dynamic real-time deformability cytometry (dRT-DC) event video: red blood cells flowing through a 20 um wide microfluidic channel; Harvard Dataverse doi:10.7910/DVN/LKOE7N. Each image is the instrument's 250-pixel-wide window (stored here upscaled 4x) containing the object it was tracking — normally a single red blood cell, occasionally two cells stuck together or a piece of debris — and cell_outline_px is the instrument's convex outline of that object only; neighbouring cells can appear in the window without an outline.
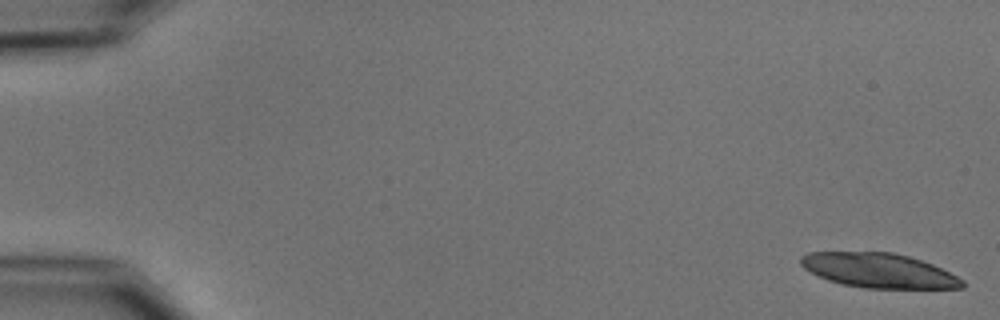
{"species": "common noctule bat (a hibernating species)", "species_latin": "Nyctalus noctula", "temperature_condition": "cold", "stored_images_in_passage": 8, "camera_frame_rate_fps": 3000, "um_per_image_px": 0.085, "animal": {"sex": "male", "body_mass_g": 15.6}, "frame": {"image": 1, "passage_image": 1, "time_ms": 0.0, "image_size_px": [1000, 320], "cell_outline_px": [[964, 288], [864, 288], [840, 284], [828, 280], [804, 268], [800, 264], [800, 256], [808, 252], [892, 252], [908, 256], [932, 264], [964, 280]], "centroid_in_image_um": [74.67, 22.99], "position_along_channel_um": 10.3, "area_um2": 32.37}}
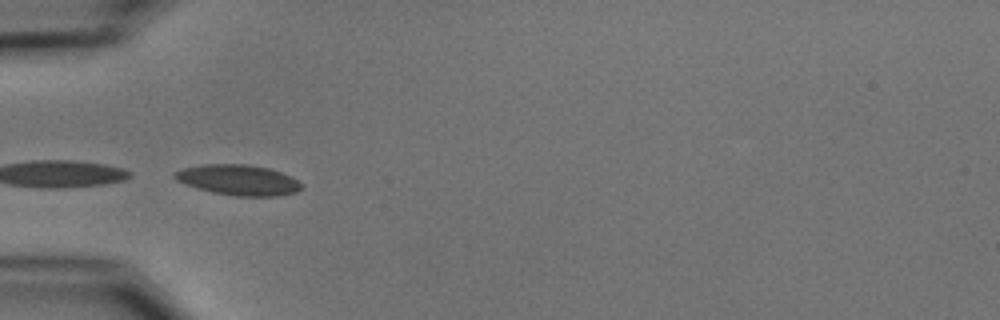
{"frame": {"image": 2, "passage_image": 6, "time_ms": 5.667, "image_size_px": [1000, 320], "cell_outline_px": [[300, 188], [296, 192], [280, 196], [236, 196], [212, 192], [196, 188], [184, 184], [176, 180], [172, 176], [172, 172], [184, 168], [200, 164], [248, 164], [268, 168], [292, 176], [300, 184]], "centroid_in_image_um": [20.2, 15.29], "position_along_channel_um": 64.8, "area_um2": 22.6}}